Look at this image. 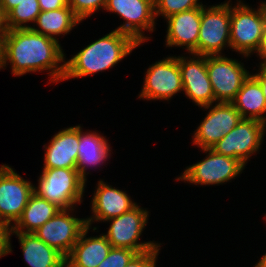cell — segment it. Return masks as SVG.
<instances>
[{
  "instance_id": "1",
  "label": "cell",
  "mask_w": 266,
  "mask_h": 267,
  "mask_svg": "<svg viewBox=\"0 0 266 267\" xmlns=\"http://www.w3.org/2000/svg\"><path fill=\"white\" fill-rule=\"evenodd\" d=\"M62 50L59 40L37 33L31 28L8 30L2 38L0 69H4L10 62L15 76L48 70L50 82L58 83L63 81L65 75V55Z\"/></svg>"
},
{
  "instance_id": "2",
  "label": "cell",
  "mask_w": 266,
  "mask_h": 267,
  "mask_svg": "<svg viewBox=\"0 0 266 267\" xmlns=\"http://www.w3.org/2000/svg\"><path fill=\"white\" fill-rule=\"evenodd\" d=\"M138 46L130 35L113 30L65 61L63 81L93 75L114 67Z\"/></svg>"
},
{
  "instance_id": "3",
  "label": "cell",
  "mask_w": 266,
  "mask_h": 267,
  "mask_svg": "<svg viewBox=\"0 0 266 267\" xmlns=\"http://www.w3.org/2000/svg\"><path fill=\"white\" fill-rule=\"evenodd\" d=\"M238 2L235 7L231 6L230 48L249 57L260 46L266 24V9L264 2L257 10L241 0Z\"/></svg>"
},
{
  "instance_id": "4",
  "label": "cell",
  "mask_w": 266,
  "mask_h": 267,
  "mask_svg": "<svg viewBox=\"0 0 266 267\" xmlns=\"http://www.w3.org/2000/svg\"><path fill=\"white\" fill-rule=\"evenodd\" d=\"M85 182L77 169H43L34 192L61 209H75L76 203H82Z\"/></svg>"
},
{
  "instance_id": "5",
  "label": "cell",
  "mask_w": 266,
  "mask_h": 267,
  "mask_svg": "<svg viewBox=\"0 0 266 267\" xmlns=\"http://www.w3.org/2000/svg\"><path fill=\"white\" fill-rule=\"evenodd\" d=\"M230 0L206 8L202 5L197 55H221L224 47L230 48Z\"/></svg>"
},
{
  "instance_id": "6",
  "label": "cell",
  "mask_w": 266,
  "mask_h": 267,
  "mask_svg": "<svg viewBox=\"0 0 266 267\" xmlns=\"http://www.w3.org/2000/svg\"><path fill=\"white\" fill-rule=\"evenodd\" d=\"M202 151L208 153L207 157L187 167L176 180L195 185H218L235 179L245 168L240 160L216 153L211 148Z\"/></svg>"
},
{
  "instance_id": "7",
  "label": "cell",
  "mask_w": 266,
  "mask_h": 267,
  "mask_svg": "<svg viewBox=\"0 0 266 267\" xmlns=\"http://www.w3.org/2000/svg\"><path fill=\"white\" fill-rule=\"evenodd\" d=\"M266 124L255 119H241L228 134H225L211 149L216 153L240 160L247 164L250 156L261 147Z\"/></svg>"
},
{
  "instance_id": "8",
  "label": "cell",
  "mask_w": 266,
  "mask_h": 267,
  "mask_svg": "<svg viewBox=\"0 0 266 267\" xmlns=\"http://www.w3.org/2000/svg\"><path fill=\"white\" fill-rule=\"evenodd\" d=\"M206 69L216 103H231L251 75L243 63L222 55L206 56Z\"/></svg>"
},
{
  "instance_id": "9",
  "label": "cell",
  "mask_w": 266,
  "mask_h": 267,
  "mask_svg": "<svg viewBox=\"0 0 266 267\" xmlns=\"http://www.w3.org/2000/svg\"><path fill=\"white\" fill-rule=\"evenodd\" d=\"M148 213L146 209L144 210L136 205L128 212L106 220L107 222L111 221L108 232L105 234L111 247L126 248L137 253H143L156 248L159 244L154 241L138 242L147 224Z\"/></svg>"
},
{
  "instance_id": "10",
  "label": "cell",
  "mask_w": 266,
  "mask_h": 267,
  "mask_svg": "<svg viewBox=\"0 0 266 267\" xmlns=\"http://www.w3.org/2000/svg\"><path fill=\"white\" fill-rule=\"evenodd\" d=\"M34 185L23 179L9 165L0 166V222L12 228L28 204Z\"/></svg>"
},
{
  "instance_id": "11",
  "label": "cell",
  "mask_w": 266,
  "mask_h": 267,
  "mask_svg": "<svg viewBox=\"0 0 266 267\" xmlns=\"http://www.w3.org/2000/svg\"><path fill=\"white\" fill-rule=\"evenodd\" d=\"M105 10L126 20L115 30L130 35L139 45L150 38L143 34V30L154 31V0H107Z\"/></svg>"
},
{
  "instance_id": "12",
  "label": "cell",
  "mask_w": 266,
  "mask_h": 267,
  "mask_svg": "<svg viewBox=\"0 0 266 267\" xmlns=\"http://www.w3.org/2000/svg\"><path fill=\"white\" fill-rule=\"evenodd\" d=\"M73 208L60 209L58 213L33 232L39 239L67 257L83 230L87 219L71 216Z\"/></svg>"
},
{
  "instance_id": "13",
  "label": "cell",
  "mask_w": 266,
  "mask_h": 267,
  "mask_svg": "<svg viewBox=\"0 0 266 267\" xmlns=\"http://www.w3.org/2000/svg\"><path fill=\"white\" fill-rule=\"evenodd\" d=\"M144 86L139 98L146 100H169L183 91L182 77L176 56L155 62L146 71Z\"/></svg>"
},
{
  "instance_id": "14",
  "label": "cell",
  "mask_w": 266,
  "mask_h": 267,
  "mask_svg": "<svg viewBox=\"0 0 266 267\" xmlns=\"http://www.w3.org/2000/svg\"><path fill=\"white\" fill-rule=\"evenodd\" d=\"M212 105L201 107L209 111L193 134V144L201 149L211 148L242 119L232 103L217 102Z\"/></svg>"
},
{
  "instance_id": "15",
  "label": "cell",
  "mask_w": 266,
  "mask_h": 267,
  "mask_svg": "<svg viewBox=\"0 0 266 267\" xmlns=\"http://www.w3.org/2000/svg\"><path fill=\"white\" fill-rule=\"evenodd\" d=\"M177 59L186 97L199 107L216 102L206 69V56L194 54L189 59L185 56H178Z\"/></svg>"
},
{
  "instance_id": "16",
  "label": "cell",
  "mask_w": 266,
  "mask_h": 267,
  "mask_svg": "<svg viewBox=\"0 0 266 267\" xmlns=\"http://www.w3.org/2000/svg\"><path fill=\"white\" fill-rule=\"evenodd\" d=\"M202 6L173 14L166 18V46H185L191 55H197Z\"/></svg>"
},
{
  "instance_id": "17",
  "label": "cell",
  "mask_w": 266,
  "mask_h": 267,
  "mask_svg": "<svg viewBox=\"0 0 266 267\" xmlns=\"http://www.w3.org/2000/svg\"><path fill=\"white\" fill-rule=\"evenodd\" d=\"M97 184V190L94 192L91 202L93 216L86 218L88 226L91 227L94 221L105 222L110 218L120 216L137 205L126 194V191L113 188L102 180L98 181Z\"/></svg>"
},
{
  "instance_id": "18",
  "label": "cell",
  "mask_w": 266,
  "mask_h": 267,
  "mask_svg": "<svg viewBox=\"0 0 266 267\" xmlns=\"http://www.w3.org/2000/svg\"><path fill=\"white\" fill-rule=\"evenodd\" d=\"M79 146V125L62 129L50 140L48 146L44 145V168L77 169Z\"/></svg>"
},
{
  "instance_id": "19",
  "label": "cell",
  "mask_w": 266,
  "mask_h": 267,
  "mask_svg": "<svg viewBox=\"0 0 266 267\" xmlns=\"http://www.w3.org/2000/svg\"><path fill=\"white\" fill-rule=\"evenodd\" d=\"M89 229L87 226L83 230L66 257V267H97L107 257L111 244L103 234L86 238Z\"/></svg>"
},
{
  "instance_id": "20",
  "label": "cell",
  "mask_w": 266,
  "mask_h": 267,
  "mask_svg": "<svg viewBox=\"0 0 266 267\" xmlns=\"http://www.w3.org/2000/svg\"><path fill=\"white\" fill-rule=\"evenodd\" d=\"M12 234L17 235L24 260L29 267H66V257L34 233L10 232L9 235Z\"/></svg>"
},
{
  "instance_id": "21",
  "label": "cell",
  "mask_w": 266,
  "mask_h": 267,
  "mask_svg": "<svg viewBox=\"0 0 266 267\" xmlns=\"http://www.w3.org/2000/svg\"><path fill=\"white\" fill-rule=\"evenodd\" d=\"M110 145L105 136H101L97 132H83L79 125V146L77 157V170L80 176L87 181L86 172L88 167H97L102 165L108 158H110Z\"/></svg>"
},
{
  "instance_id": "22",
  "label": "cell",
  "mask_w": 266,
  "mask_h": 267,
  "mask_svg": "<svg viewBox=\"0 0 266 267\" xmlns=\"http://www.w3.org/2000/svg\"><path fill=\"white\" fill-rule=\"evenodd\" d=\"M231 103L239 111L242 119H255L266 124L265 96L259 82L252 74L243 83V86Z\"/></svg>"
},
{
  "instance_id": "23",
  "label": "cell",
  "mask_w": 266,
  "mask_h": 267,
  "mask_svg": "<svg viewBox=\"0 0 266 267\" xmlns=\"http://www.w3.org/2000/svg\"><path fill=\"white\" fill-rule=\"evenodd\" d=\"M61 208L56 204L33 192L28 204L24 208L22 216L10 232L33 233L49 219L54 217Z\"/></svg>"
},
{
  "instance_id": "24",
  "label": "cell",
  "mask_w": 266,
  "mask_h": 267,
  "mask_svg": "<svg viewBox=\"0 0 266 267\" xmlns=\"http://www.w3.org/2000/svg\"><path fill=\"white\" fill-rule=\"evenodd\" d=\"M81 20L73 13L67 5L51 11H41L35 21L37 28L31 29L42 35L58 40L57 35L69 33Z\"/></svg>"
},
{
  "instance_id": "25",
  "label": "cell",
  "mask_w": 266,
  "mask_h": 267,
  "mask_svg": "<svg viewBox=\"0 0 266 267\" xmlns=\"http://www.w3.org/2000/svg\"><path fill=\"white\" fill-rule=\"evenodd\" d=\"M40 13L41 9L38 0H22L6 15L7 28L8 30L31 28L32 26H25V24L34 22L35 25L37 16Z\"/></svg>"
},
{
  "instance_id": "26",
  "label": "cell",
  "mask_w": 266,
  "mask_h": 267,
  "mask_svg": "<svg viewBox=\"0 0 266 267\" xmlns=\"http://www.w3.org/2000/svg\"><path fill=\"white\" fill-rule=\"evenodd\" d=\"M198 1L200 0H154L155 17L161 15L166 19L173 14L201 7L203 4Z\"/></svg>"
},
{
  "instance_id": "27",
  "label": "cell",
  "mask_w": 266,
  "mask_h": 267,
  "mask_svg": "<svg viewBox=\"0 0 266 267\" xmlns=\"http://www.w3.org/2000/svg\"><path fill=\"white\" fill-rule=\"evenodd\" d=\"M107 0H68V6L73 13L83 21L100 8L105 9Z\"/></svg>"
},
{
  "instance_id": "28",
  "label": "cell",
  "mask_w": 266,
  "mask_h": 267,
  "mask_svg": "<svg viewBox=\"0 0 266 267\" xmlns=\"http://www.w3.org/2000/svg\"><path fill=\"white\" fill-rule=\"evenodd\" d=\"M136 254L134 250L111 247L107 257L97 267H125Z\"/></svg>"
},
{
  "instance_id": "29",
  "label": "cell",
  "mask_w": 266,
  "mask_h": 267,
  "mask_svg": "<svg viewBox=\"0 0 266 267\" xmlns=\"http://www.w3.org/2000/svg\"><path fill=\"white\" fill-rule=\"evenodd\" d=\"M160 244L143 253H137L125 267H156V259L160 250Z\"/></svg>"
},
{
  "instance_id": "30",
  "label": "cell",
  "mask_w": 266,
  "mask_h": 267,
  "mask_svg": "<svg viewBox=\"0 0 266 267\" xmlns=\"http://www.w3.org/2000/svg\"><path fill=\"white\" fill-rule=\"evenodd\" d=\"M10 228L0 222V257L7 255L12 252L11 241H10Z\"/></svg>"
},
{
  "instance_id": "31",
  "label": "cell",
  "mask_w": 266,
  "mask_h": 267,
  "mask_svg": "<svg viewBox=\"0 0 266 267\" xmlns=\"http://www.w3.org/2000/svg\"><path fill=\"white\" fill-rule=\"evenodd\" d=\"M41 11H51L66 7L68 0H38Z\"/></svg>"
},
{
  "instance_id": "32",
  "label": "cell",
  "mask_w": 266,
  "mask_h": 267,
  "mask_svg": "<svg viewBox=\"0 0 266 267\" xmlns=\"http://www.w3.org/2000/svg\"><path fill=\"white\" fill-rule=\"evenodd\" d=\"M260 71L252 76L259 82L266 100V65H260Z\"/></svg>"
},
{
  "instance_id": "33",
  "label": "cell",
  "mask_w": 266,
  "mask_h": 267,
  "mask_svg": "<svg viewBox=\"0 0 266 267\" xmlns=\"http://www.w3.org/2000/svg\"><path fill=\"white\" fill-rule=\"evenodd\" d=\"M256 54H258L263 59V62H261L260 65H266V24L263 30L260 46L256 51Z\"/></svg>"
},
{
  "instance_id": "34",
  "label": "cell",
  "mask_w": 266,
  "mask_h": 267,
  "mask_svg": "<svg viewBox=\"0 0 266 267\" xmlns=\"http://www.w3.org/2000/svg\"><path fill=\"white\" fill-rule=\"evenodd\" d=\"M22 0H0V6L5 15L15 8Z\"/></svg>"
},
{
  "instance_id": "35",
  "label": "cell",
  "mask_w": 266,
  "mask_h": 267,
  "mask_svg": "<svg viewBox=\"0 0 266 267\" xmlns=\"http://www.w3.org/2000/svg\"><path fill=\"white\" fill-rule=\"evenodd\" d=\"M8 32L6 24V15L3 12L2 7L0 6V37L3 38Z\"/></svg>"
},
{
  "instance_id": "36",
  "label": "cell",
  "mask_w": 266,
  "mask_h": 267,
  "mask_svg": "<svg viewBox=\"0 0 266 267\" xmlns=\"http://www.w3.org/2000/svg\"><path fill=\"white\" fill-rule=\"evenodd\" d=\"M255 267H266V253L262 256V258L255 264Z\"/></svg>"
},
{
  "instance_id": "37",
  "label": "cell",
  "mask_w": 266,
  "mask_h": 267,
  "mask_svg": "<svg viewBox=\"0 0 266 267\" xmlns=\"http://www.w3.org/2000/svg\"><path fill=\"white\" fill-rule=\"evenodd\" d=\"M2 63V38L0 37V66Z\"/></svg>"
}]
</instances>
